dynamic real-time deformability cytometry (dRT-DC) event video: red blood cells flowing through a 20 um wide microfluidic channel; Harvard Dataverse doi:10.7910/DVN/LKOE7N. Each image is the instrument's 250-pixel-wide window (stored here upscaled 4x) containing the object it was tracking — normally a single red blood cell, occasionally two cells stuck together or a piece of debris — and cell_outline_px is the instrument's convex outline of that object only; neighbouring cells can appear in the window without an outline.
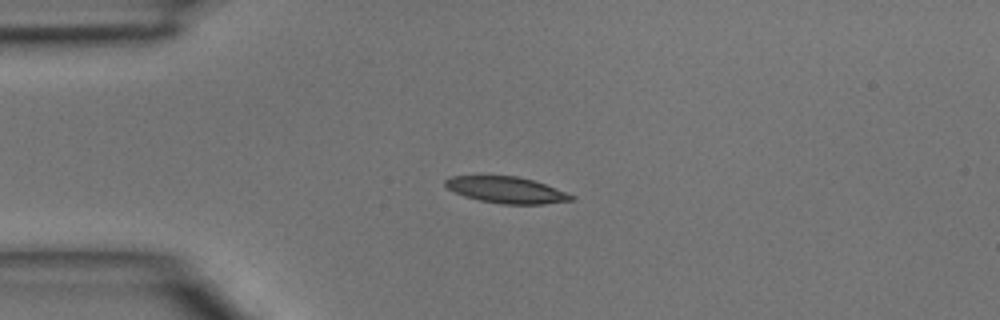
{"species": "common noctule bat (a hibernating species)", "species_latin": "Nyctalus noctula", "temperature_condition": "room temperature", "stored_images_in_passage": 17, "camera_frame_rate_fps": 3000, "um_per_image_px": 0.085, "animal": {"sex": "male", "body_mass_g": 15.6}, "frame": {"image": 1, "passage_image": 1, "time_ms": 0.0, "image_size_px": [1000, 320], "cell_outline_px": [[576, 200], [544, 204], [500, 204], [480, 200], [464, 196], [448, 188], [444, 184], [444, 180], [448, 176], [480, 172], [516, 176], [532, 180], [544, 184], [576, 196]], "centroid_in_image_um": [42.95, 16.09], "position_along_channel_um": 42.0, "area_um2": 20.29}}
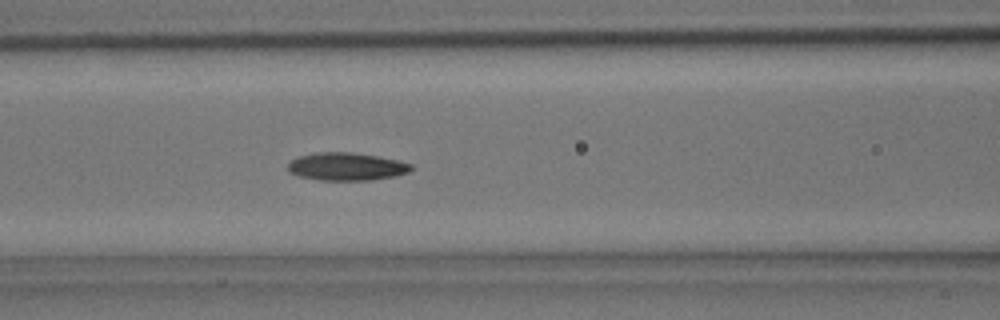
{"frame": {"image": 2, "passage_image": 9, "time_ms": 2.667, "image_size_px": [1000, 320], "cell_outline_px": [[412, 168], [408, 172], [396, 176], [372, 180], [320, 180], [300, 176], [288, 172], [288, 164], [292, 160], [300, 156], [316, 152], [352, 152], [400, 160], [412, 164]], "centroid_in_image_um": [29.47, 14.16], "position_along_channel_um": 137.1, "area_um2": 20.0}}
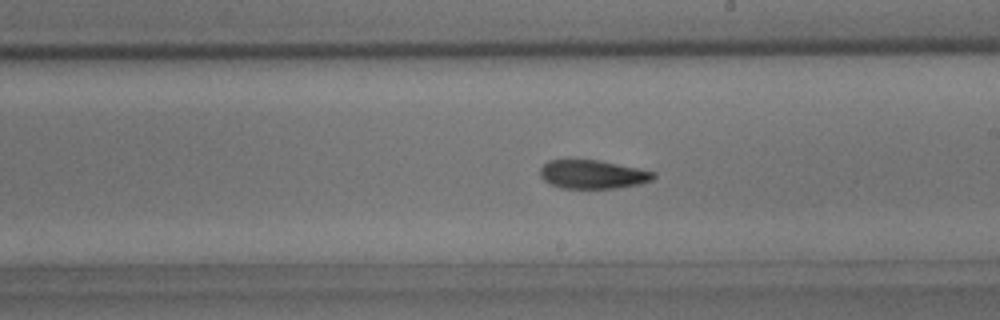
{"frame": {"image": 3, "passage_image": 16, "time_ms": 5.0, "image_size_px": [1000, 320], "cell_outline_px": [[656, 176], [652, 180], [640, 184], [616, 188], [560, 188], [548, 184], [540, 176], [540, 168], [548, 160], [596, 160], [656, 172]], "centroid_in_image_um": [50.35, 14.83], "position_along_channel_um": 238.6, "area_um2": 18.84}}